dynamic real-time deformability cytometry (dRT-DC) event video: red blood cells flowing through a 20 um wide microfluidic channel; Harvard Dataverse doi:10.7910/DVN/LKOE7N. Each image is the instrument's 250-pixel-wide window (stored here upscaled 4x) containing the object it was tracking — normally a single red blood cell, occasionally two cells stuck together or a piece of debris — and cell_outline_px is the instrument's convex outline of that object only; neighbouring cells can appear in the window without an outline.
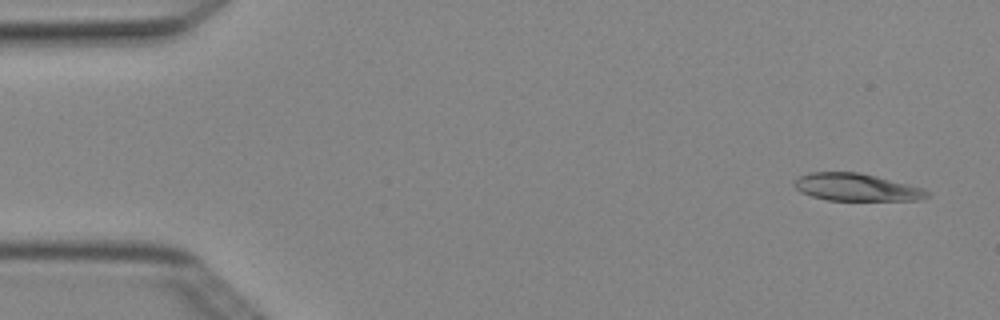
{"species": "Egyptian fruit bat (a non-hibernating species)", "species_latin": "Rousettus aegyptiacus", "temperature_condition": "cold", "stored_images_in_passage": 3, "camera_frame_rate_fps": 3000, "um_per_image_px": 0.085, "animal": {"sex": "female"}, "frame": {"image": 1, "passage_image": 1, "time_ms": 0.0, "image_size_px": [1000, 320], "cell_outline_px": [[932, 196], [920, 200], [828, 200], [812, 196], [800, 192], [792, 184], [800, 176], [808, 172], [860, 172], [924, 188]], "centroid_in_image_um": [72.81, 15.92], "position_along_channel_um": 12.2, "area_um2": 21.27}}
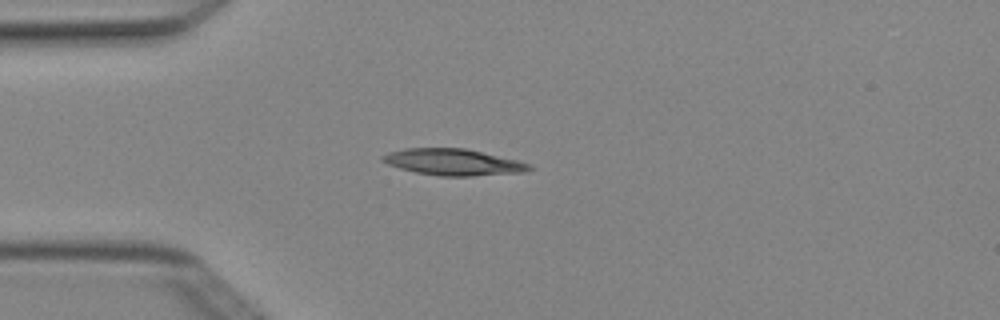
{"frame": {"image": 2, "passage_image": 3, "time_ms": 0.667, "image_size_px": [1000, 320], "cell_outline_px": [[536, 168], [528, 172], [472, 176], [440, 176], [416, 172], [400, 168], [388, 164], [380, 160], [380, 156], [388, 152], [404, 148], [464, 148], [516, 160], [528, 164]], "centroid_in_image_um": [38.51, 13.78], "position_along_channel_um": 46.5, "area_um2": 22.6}}